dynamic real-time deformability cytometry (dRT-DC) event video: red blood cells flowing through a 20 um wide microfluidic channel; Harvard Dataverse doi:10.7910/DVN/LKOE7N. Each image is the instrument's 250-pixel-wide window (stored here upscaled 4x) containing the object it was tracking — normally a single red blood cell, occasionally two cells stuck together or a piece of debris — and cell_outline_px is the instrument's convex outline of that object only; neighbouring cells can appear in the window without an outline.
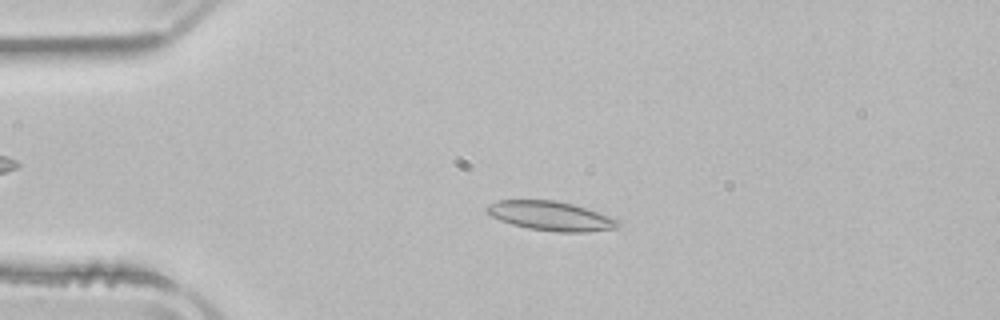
{"species": "common noctule bat (a hibernating species)", "species_latin": "Nyctalus noctula", "temperature_condition": "room temperature", "stored_images_in_passage": 48, "camera_frame_rate_fps": 3000, "um_per_image_px": 0.085, "animal": {"sex": "male", "body_mass_g": 21.5, "forearm_length_mm": 52.0}, "frame": {"image": 1, "passage_image": 7, "time_ms": 2.0, "image_size_px": [1000, 320], "cell_outline_px": [[620, 224], [616, 228], [584, 232], [560, 232], [528, 228], [512, 224], [500, 220], [484, 212], [484, 208], [488, 204], [500, 200], [556, 200], [572, 204], [620, 220]], "centroid_in_image_um": [46.76, 18.35], "position_along_channel_um": 38.2, "area_um2": 22.2}}
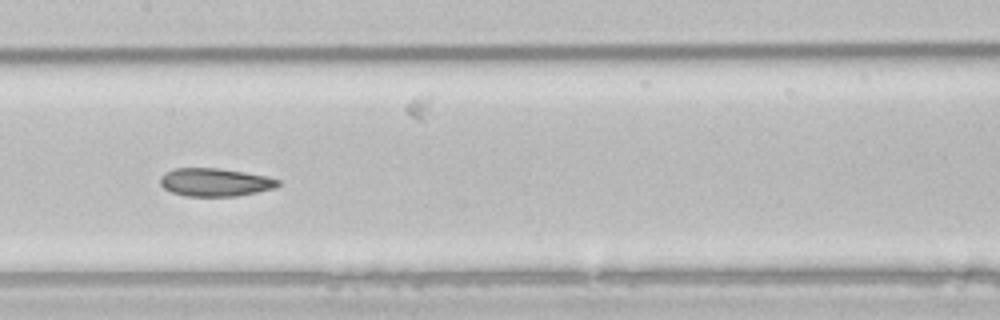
{"frame": {"image": 2, "passage_image": 21, "time_ms": 6.667, "image_size_px": [1000, 320], "cell_outline_px": [[280, 184], [276, 188], [236, 196], [184, 196], [172, 192], [164, 188], [160, 184], [160, 176], [164, 172], [176, 168], [220, 168], [268, 176], [280, 180]], "centroid_in_image_um": [18.28, 15.48], "position_along_channel_um": 189.1, "area_um2": 19.42}}
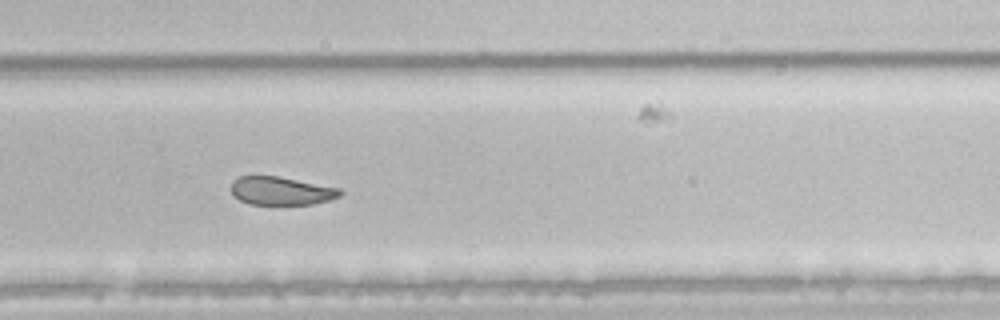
{"frame": {"image": 3, "passage_image": 30, "time_ms": 9.667, "image_size_px": [1000, 320], "cell_outline_px": [[344, 192], [340, 196], [328, 200], [312, 204], [248, 204], [240, 200], [232, 192], [232, 180], [240, 176], [276, 176], [340, 188]], "centroid_in_image_um": [23.91, 16.22], "position_along_channel_um": 305.9, "area_um2": 17.74}}